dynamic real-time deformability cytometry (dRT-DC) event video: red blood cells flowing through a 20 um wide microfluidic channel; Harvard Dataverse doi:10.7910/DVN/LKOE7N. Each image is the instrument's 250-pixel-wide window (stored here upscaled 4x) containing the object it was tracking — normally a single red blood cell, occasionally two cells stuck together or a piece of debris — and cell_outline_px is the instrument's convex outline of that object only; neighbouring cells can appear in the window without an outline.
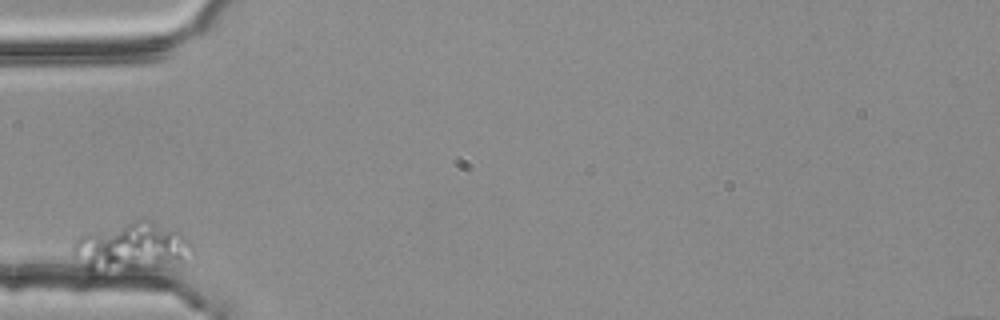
{"species": "common noctule bat (a hibernating species)", "species_latin": "Nyctalus noctula", "temperature_condition": "room temperature", "stored_images_in_passage": 4, "camera_frame_rate_fps": 3000, "um_per_image_px": 0.085, "animal": {"sex": "female", "body_mass_g": 25.1}, "frame": {"image": 1, "passage_image": 1, "time_ms": 0.0, "image_size_px": [1000, 320], "cell_outline_px": [[192, 252], [180, 260], [112, 280], [104, 280], [88, 272], [72, 256], [72, 244], [80, 236], [92, 232], [136, 220], [152, 220], [180, 232], [192, 244]], "centroid_in_image_um": [11.02, 21.16], "position_along_channel_um": 74.0, "area_um2": 35.66}}
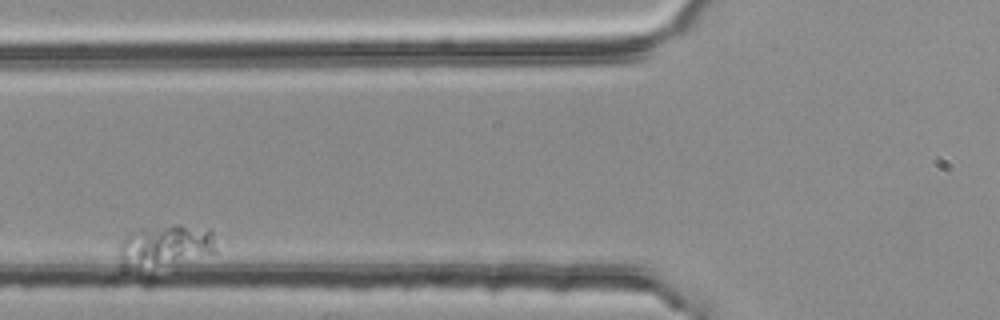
{"frame": {"image": 2, "passage_image": 2, "time_ms": 0.333, "image_size_px": [1000, 320], "cell_outline_px": [[216, 252], [156, 260], [124, 260], [120, 256], [120, 244], [132, 232], [140, 228], [176, 224], [180, 224], [212, 228], [216, 248]], "centroid_in_image_um": [14.24, 20.62], "position_along_channel_um": 111.6, "area_um2": 20.23}}
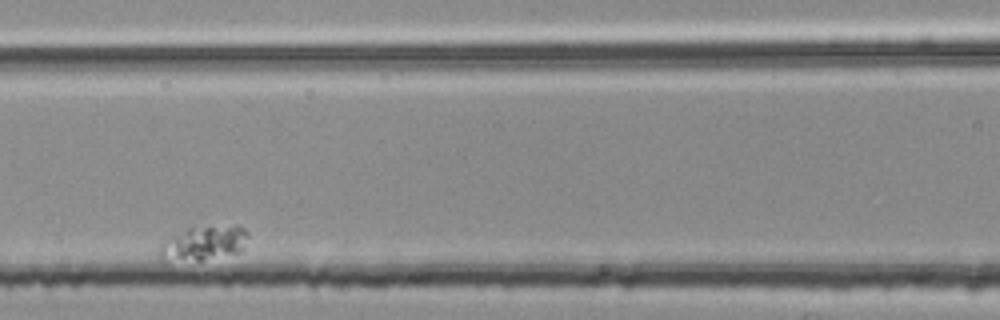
{"frame": {"image": 3, "passage_image": 3, "time_ms": 0.667, "image_size_px": [1000, 320], "cell_outline_px": [[248, 236], [244, 248], [240, 252], [200, 260], [164, 264], [156, 256], [160, 244], [164, 240], [188, 228], [236, 224], [244, 228], [248, 232]], "centroid_in_image_um": [17.23, 20.71], "position_along_channel_um": 149.4, "area_um2": 18.5}}